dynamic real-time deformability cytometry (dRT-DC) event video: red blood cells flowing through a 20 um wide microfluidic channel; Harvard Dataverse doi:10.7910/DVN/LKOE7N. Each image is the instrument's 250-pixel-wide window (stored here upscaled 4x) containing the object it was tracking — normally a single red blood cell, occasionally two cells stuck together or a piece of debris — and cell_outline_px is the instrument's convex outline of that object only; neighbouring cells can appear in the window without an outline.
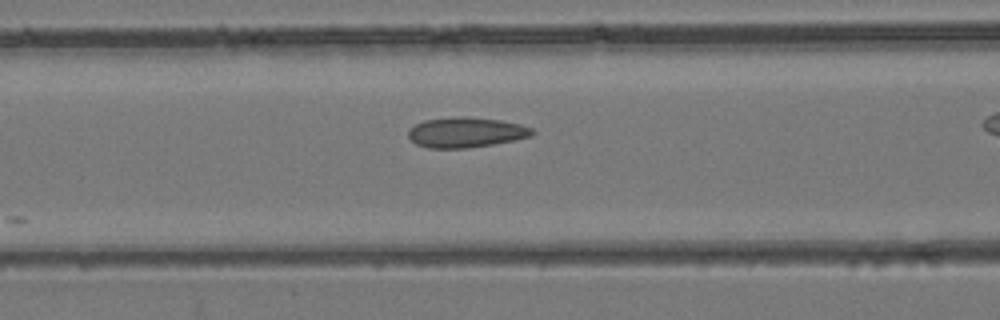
{"species": "common noctule bat (a hibernating species)", "species_latin": "Nyctalus noctula", "temperature_condition": "room temperature", "stored_images_in_passage": 11, "camera_frame_rate_fps": 3000, "um_per_image_px": 0.085, "animal": {"sex": "female", "body_mass_g": 24.6, "forearm_length_mm": 56.2}, "frame": {"image": 1, "passage_image": 5, "time_ms": 1.333, "image_size_px": [1000, 320], "cell_outline_px": [[536, 132], [532, 136], [516, 140], [468, 148], [428, 148], [416, 144], [408, 136], [408, 132], [416, 124], [424, 120], [460, 116], [500, 120], [520, 124], [532, 128]], "centroid_in_image_um": [39.64, 11.25], "position_along_channel_um": 127.0, "area_um2": 21.73}}
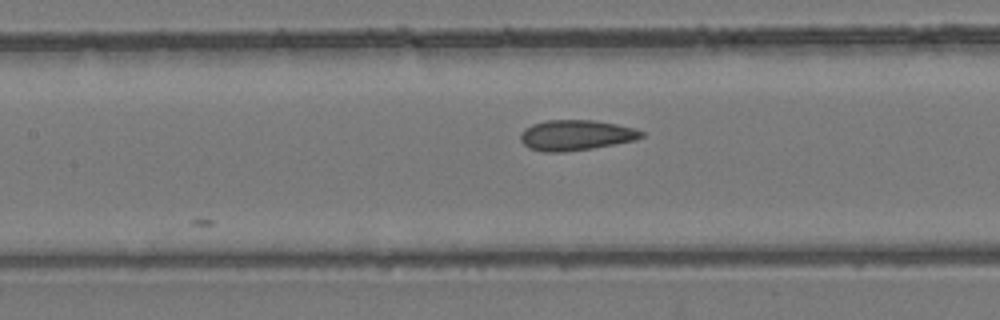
{"frame": {"image": 2, "passage_image": 7, "time_ms": 2.0, "image_size_px": [1000, 320], "cell_outline_px": [[644, 136], [636, 140], [592, 148], [564, 152], [540, 152], [528, 148], [520, 140], [520, 132], [524, 128], [532, 124], [548, 120], [596, 120], [636, 128], [644, 132]], "centroid_in_image_um": [48.94, 11.49], "position_along_channel_um": 158.5, "area_um2": 21.68}}
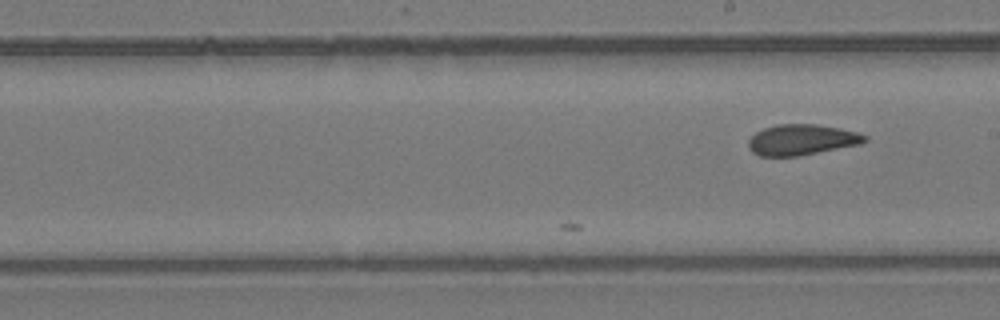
{"frame": {"image": 3, "passage_image": 11, "time_ms": 3.333, "image_size_px": [1000, 320], "cell_outline_px": [[868, 140], [860, 144], [800, 156], [760, 156], [752, 152], [748, 148], [748, 140], [756, 132], [764, 128], [776, 124], [816, 124], [840, 128], [856, 132], [868, 136]], "centroid_in_image_um": [68.14, 11.88], "position_along_channel_um": 220.9, "area_um2": 20.92}}